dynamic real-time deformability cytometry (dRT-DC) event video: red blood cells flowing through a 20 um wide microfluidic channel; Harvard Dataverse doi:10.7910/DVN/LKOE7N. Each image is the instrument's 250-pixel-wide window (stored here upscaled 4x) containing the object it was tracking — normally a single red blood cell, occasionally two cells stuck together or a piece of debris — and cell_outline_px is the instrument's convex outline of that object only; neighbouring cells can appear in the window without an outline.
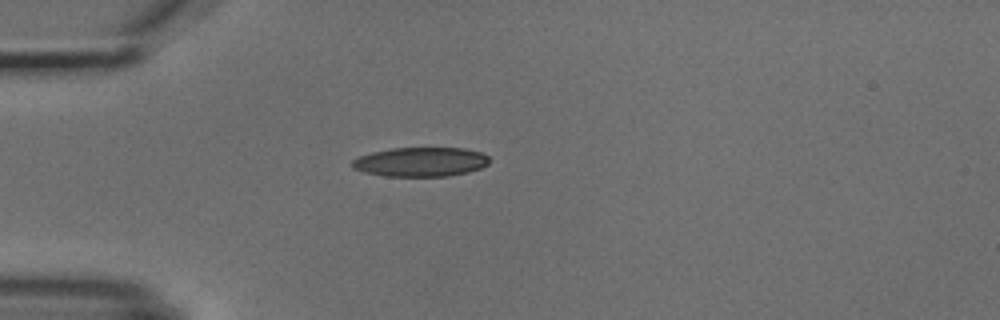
{"species": "common noctule bat (a hibernating species)", "species_latin": "Nyctalus noctula", "temperature_condition": "cold", "stored_images_in_passage": 1, "camera_frame_rate_fps": 3000, "um_per_image_px": 0.085, "animal": {"sex": "male", "body_mass_g": 18.8}, "frame": {"image": 1, "passage_image": 1, "time_ms": 0.0, "image_size_px": [1000, 320], "cell_outline_px": [[492, 160], [488, 164], [480, 168], [468, 172], [448, 176], [384, 176], [364, 172], [352, 168], [352, 160], [360, 156], [372, 152], [392, 148], [464, 148], [480, 152], [488, 156]], "centroid_in_image_um": [35.77, 13.76], "position_along_channel_um": 49.2, "area_um2": 23.47}}